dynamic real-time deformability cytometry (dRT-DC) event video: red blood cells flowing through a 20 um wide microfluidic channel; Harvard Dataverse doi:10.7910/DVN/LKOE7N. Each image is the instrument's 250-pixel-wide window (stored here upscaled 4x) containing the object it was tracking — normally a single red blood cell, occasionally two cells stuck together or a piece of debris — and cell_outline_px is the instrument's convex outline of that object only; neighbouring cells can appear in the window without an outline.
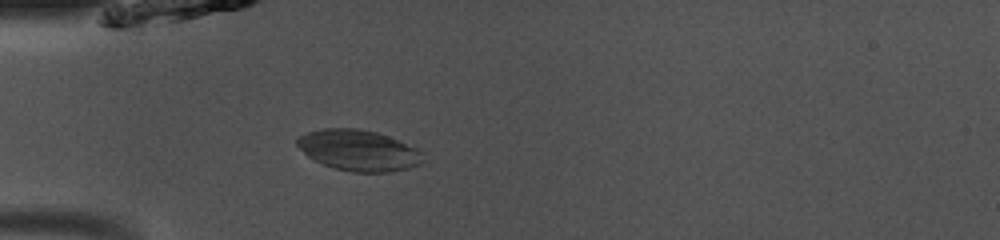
{"species": "common noctule bat (a hibernating species)", "species_latin": "Nyctalus noctula", "temperature_condition": "room temperature", "stored_images_in_passage": 49, "camera_frame_rate_fps": 3000, "um_per_image_px": 0.085, "animal": {"sex": "male", "body_mass_g": 13.0, "forearm_length_mm": 53.1}, "frame": {"image": 1, "passage_image": 15, "time_ms": 4.667, "image_size_px": [1000, 240], "cell_outline_px": [[424, 160], [420, 164], [408, 168], [392, 172], [352, 172], [336, 168], [324, 164], [308, 156], [296, 144], [296, 140], [300, 136], [308, 132], [324, 128], [356, 128], [376, 132], [388, 136], [416, 148], [420, 152]], "centroid_in_image_um": [30.49, 12.78], "position_along_channel_um": 54.5, "area_um2": 29.65}}
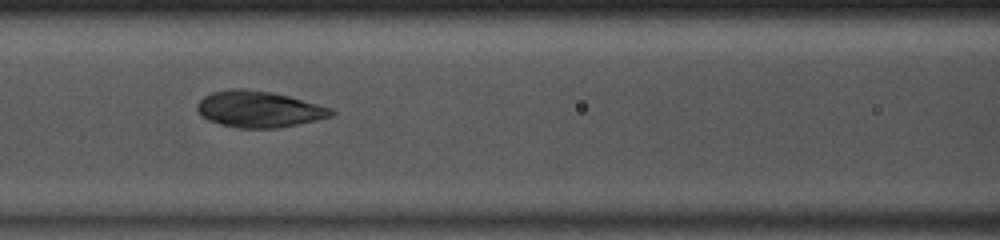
{"frame": {"image": 2, "passage_image": 22, "time_ms": 7.0, "image_size_px": [1000, 240], "cell_outline_px": [[336, 112], [332, 116], [316, 120], [276, 128], [240, 128], [220, 124], [208, 120], [200, 116], [196, 108], [196, 104], [204, 96], [212, 92], [232, 88], [244, 88], [272, 92], [288, 96], [332, 108]], "centroid_in_image_um": [21.97, 9.27], "position_along_channel_um": 144.6, "area_um2": 28.38}}
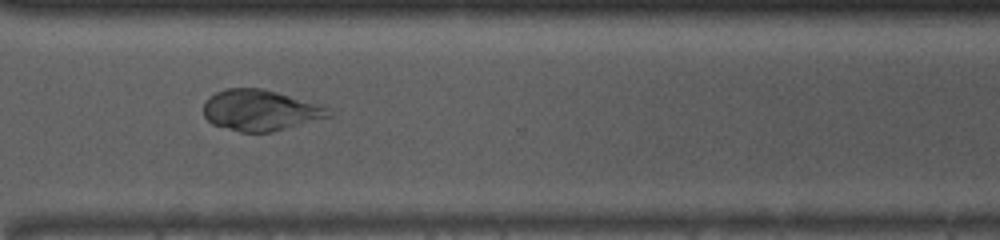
{"frame": {"image": 3, "passage_image": 37, "time_ms": 12.0, "image_size_px": [1000, 240], "cell_outline_px": [[332, 116], [272, 132], [240, 132], [212, 124], [204, 116], [204, 104], [208, 96], [224, 88], [264, 88], [328, 108], [332, 112]], "centroid_in_image_um": [22.08, 9.37], "position_along_channel_um": 348.5, "area_um2": 29.65}, "authors_computed_cell_mechanics": {"area_um2": 29.6514, "velocity_mm_per_s": 4.0829, "shape_relaxation_time_tau1_ms": 2.8888, "shape_relaxation_time_tau2_ms": 1.428, "deformation_change_tau1": 0.0882, "deformation_change_tau2": 0.0335}}